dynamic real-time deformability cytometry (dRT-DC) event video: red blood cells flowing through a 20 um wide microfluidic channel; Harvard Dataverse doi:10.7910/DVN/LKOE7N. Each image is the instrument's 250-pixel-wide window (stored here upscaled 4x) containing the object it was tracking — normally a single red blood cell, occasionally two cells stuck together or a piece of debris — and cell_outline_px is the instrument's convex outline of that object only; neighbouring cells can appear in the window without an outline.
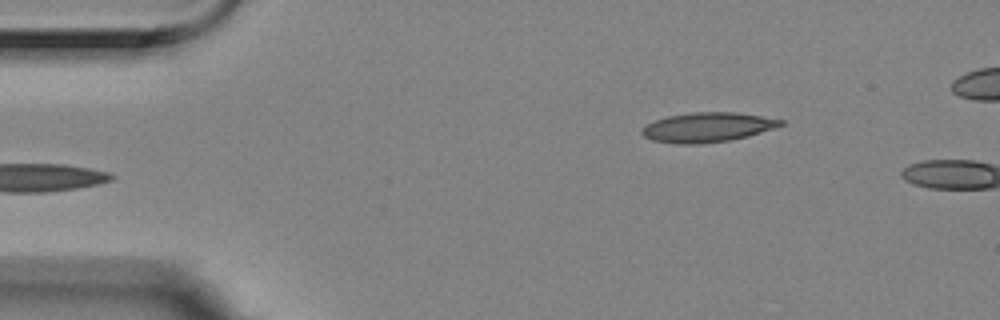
{"species": "Egyptian fruit bat (a non-hibernating species)", "species_latin": "Rousettus aegyptiacus", "temperature_condition": "room temperature", "stored_images_in_passage": 6, "camera_frame_rate_fps": 3000, "um_per_image_px": 0.085, "animal": {"sex": "female"}, "frame": {"image": 1, "passage_image": 6, "time_ms": 1.667, "image_size_px": [1000, 320], "cell_outline_px": [[784, 124], [748, 136], [728, 140], [700, 144], [676, 144], [652, 140], [644, 136], [640, 132], [640, 128], [656, 120], [668, 116], [692, 112], [736, 112], [784, 120]], "centroid_in_image_um": [60.09, 10.82], "position_along_channel_um": 24.9, "area_um2": 23.76}}